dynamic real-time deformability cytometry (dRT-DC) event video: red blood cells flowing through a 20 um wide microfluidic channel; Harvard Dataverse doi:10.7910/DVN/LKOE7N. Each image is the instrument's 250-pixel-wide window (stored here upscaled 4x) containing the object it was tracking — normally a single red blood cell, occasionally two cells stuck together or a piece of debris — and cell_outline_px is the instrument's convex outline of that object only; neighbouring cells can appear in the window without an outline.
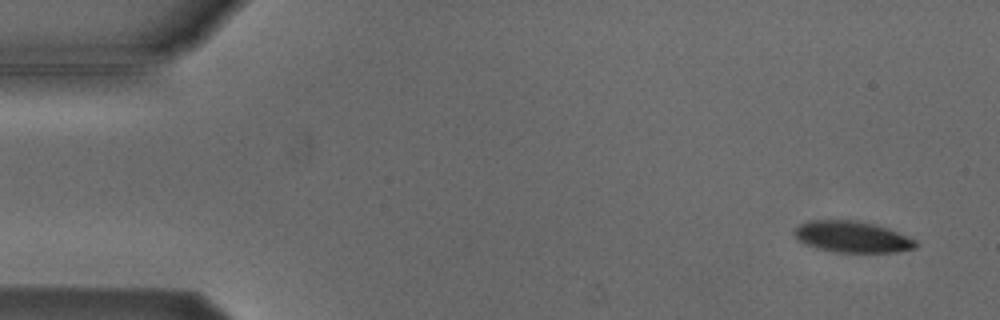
{"species": "Egyptian fruit bat (a non-hibernating species)", "species_latin": "Rousettus aegyptiacus", "temperature_condition": "cold", "stored_images_in_passage": 5, "camera_frame_rate_fps": 3000, "um_per_image_px": 0.085, "animal": {"sex": "male"}, "frame": {"image": 1, "passage_image": 5, "time_ms": 4.667, "image_size_px": [1000, 320], "cell_outline_px": [[920, 244], [916, 248], [896, 252], [836, 252], [816, 248], [804, 244], [796, 240], [792, 232], [800, 224], [808, 220], [856, 220], [876, 224], [888, 228], [916, 240]], "centroid_in_image_um": [72.42, 20.13], "position_along_channel_um": 12.6, "area_um2": 22.43}}